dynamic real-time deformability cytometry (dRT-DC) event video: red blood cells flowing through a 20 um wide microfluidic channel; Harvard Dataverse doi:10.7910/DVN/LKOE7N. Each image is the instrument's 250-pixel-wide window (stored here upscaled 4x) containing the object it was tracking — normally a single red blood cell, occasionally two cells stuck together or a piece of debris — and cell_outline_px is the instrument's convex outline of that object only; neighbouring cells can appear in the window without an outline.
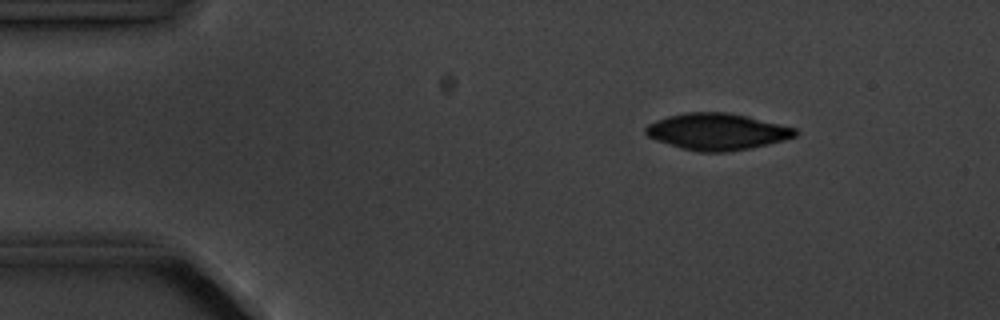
{"species": "common noctule bat (a hibernating species)", "species_latin": "Nyctalus noctula", "temperature_condition": "cold", "stored_images_in_passage": 3, "camera_frame_rate_fps": 3000, "um_per_image_px": 0.085, "animal": {"sex": "male", "body_mass_g": 20.1, "forearm_length_mm": 53.5}, "frame": {"image": 1, "passage_image": 1, "time_ms": 0.0, "image_size_px": [1000, 320], "cell_outline_px": [[800, 132], [796, 136], [784, 140], [768, 144], [748, 148], [724, 152], [700, 152], [680, 148], [656, 140], [648, 136], [644, 132], [644, 128], [648, 124], [656, 120], [668, 116], [688, 112], [728, 112], [748, 116], [796, 128]], "centroid_in_image_um": [60.95, 11.18], "position_along_channel_um": 24.1, "area_um2": 31.91}}